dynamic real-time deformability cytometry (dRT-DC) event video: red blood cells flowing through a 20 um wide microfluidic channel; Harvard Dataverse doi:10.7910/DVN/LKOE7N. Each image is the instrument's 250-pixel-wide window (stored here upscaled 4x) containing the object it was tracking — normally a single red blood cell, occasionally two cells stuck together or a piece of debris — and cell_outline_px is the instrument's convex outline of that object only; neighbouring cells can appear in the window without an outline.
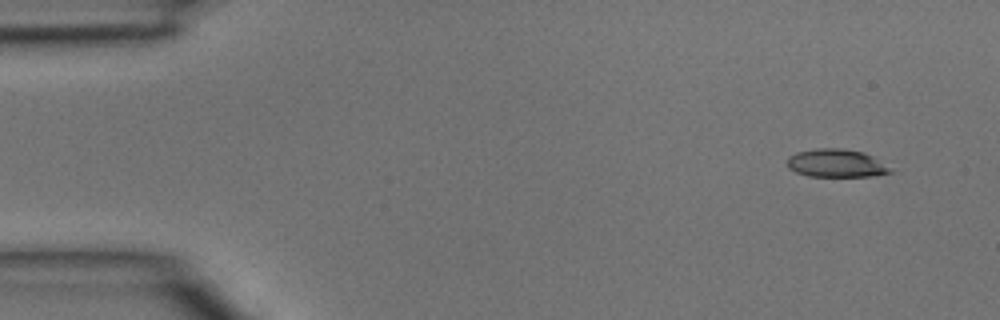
{"species": "common noctule bat (a hibernating species)", "species_latin": "Nyctalus noctula", "temperature_condition": "room temperature", "stored_images_in_passage": 4, "segment_of_instrument_passage": [2, 2], "camera_frame_rate_fps": 3000, "um_per_image_px": 0.085, "animal": {"sex": "male", "body_mass_g": 15.6}, "frame": {"image": 1, "passage_image": 4, "time_ms": 1.0, "image_size_px": [1000, 320], "cell_outline_px": [[892, 172], [872, 176], [808, 176], [796, 172], [788, 168], [788, 156], [796, 152], [816, 148], [840, 148], [864, 152], [872, 156], [892, 168]], "centroid_in_image_um": [71.07, 13.87], "position_along_channel_um": 13.9, "area_um2": 16.88}}